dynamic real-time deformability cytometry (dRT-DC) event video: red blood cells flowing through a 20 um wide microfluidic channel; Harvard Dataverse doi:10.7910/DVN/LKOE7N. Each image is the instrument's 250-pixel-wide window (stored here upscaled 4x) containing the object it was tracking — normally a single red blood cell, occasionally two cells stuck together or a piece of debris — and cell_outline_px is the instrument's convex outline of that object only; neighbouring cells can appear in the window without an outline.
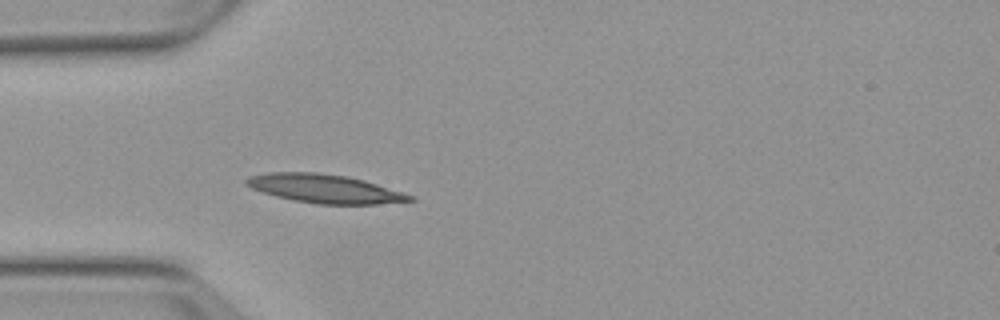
{"species": "Egyptian fruit bat (a non-hibernating species)", "species_latin": "Rousettus aegyptiacus", "temperature_condition": "warm", "stored_images_in_passage": 4, "camera_frame_rate_fps": 3000, "um_per_image_px": 0.085, "animal": {"sex": "female"}, "frame": {"image": 1, "passage_image": 4, "time_ms": 4.667, "image_size_px": [1000, 320], "cell_outline_px": [[416, 200], [376, 204], [320, 204], [296, 200], [276, 196], [252, 188], [244, 184], [244, 180], [248, 176], [268, 172], [316, 172], [348, 176], [364, 180], [416, 196]], "centroid_in_image_um": [27.61, 16.02], "position_along_channel_um": 57.4, "area_um2": 27.22}}